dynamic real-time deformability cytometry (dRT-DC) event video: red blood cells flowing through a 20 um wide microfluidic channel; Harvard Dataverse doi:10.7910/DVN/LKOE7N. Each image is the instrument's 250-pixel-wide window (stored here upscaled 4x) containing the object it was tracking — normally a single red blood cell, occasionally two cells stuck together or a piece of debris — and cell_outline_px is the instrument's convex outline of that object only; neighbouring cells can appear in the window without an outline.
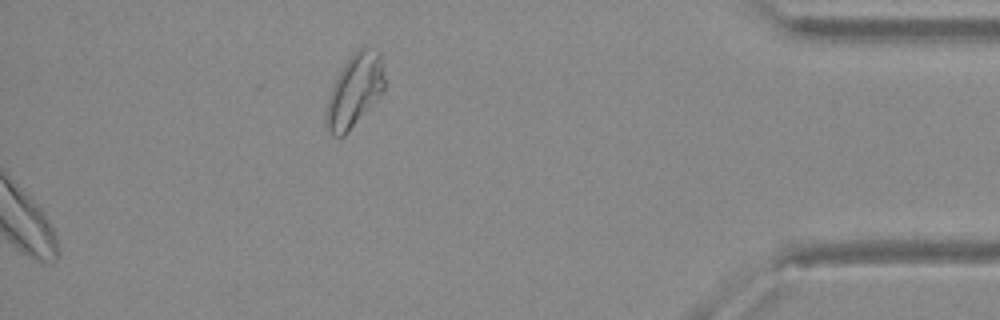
{"species": "Egyptian fruit bat (a non-hibernating species)", "species_latin": "Rousettus aegyptiacus", "temperature_condition": "warm", "stored_images_in_passage": 45, "segment_of_instrument_passage": [2, 2], "camera_frame_rate_fps": 3000, "um_per_image_px": 0.085, "animal": {"sex": "female"}, "frame": {"image": 1, "passage_image": 45, "time_ms": 14.667, "image_size_px": [1000, 320], "cell_outline_px": [[384, 92], [348, 132], [344, 136], [332, 136], [324, 124], [324, 116], [328, 96], [332, 84], [336, 76], [344, 64], [364, 44], [380, 52], [384, 80]], "centroid_in_image_um": [30.11, 7.72], "position_along_channel_um": 405.1, "area_um2": 25.03}}